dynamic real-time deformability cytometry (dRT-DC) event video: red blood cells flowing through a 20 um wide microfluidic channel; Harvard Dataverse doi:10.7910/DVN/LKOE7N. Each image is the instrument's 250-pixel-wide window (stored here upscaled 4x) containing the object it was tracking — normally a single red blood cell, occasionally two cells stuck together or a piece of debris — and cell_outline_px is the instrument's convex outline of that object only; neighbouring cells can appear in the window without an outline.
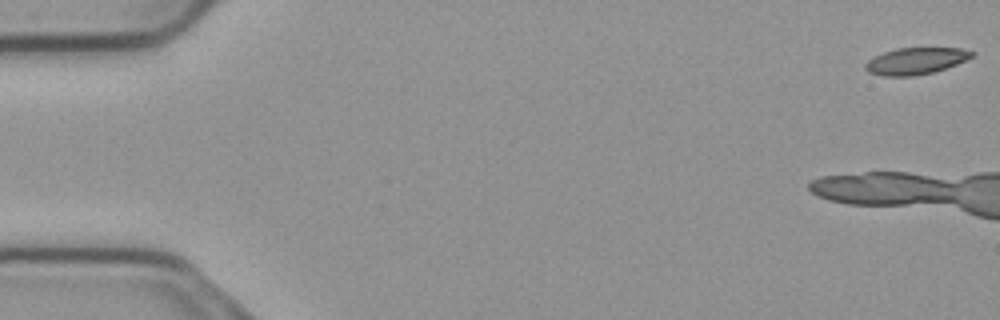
{"species": "common noctule bat (a hibernating species)", "species_latin": "Nyctalus noctula", "temperature_condition": "cold", "stored_images_in_passage": 13, "camera_frame_rate_fps": 3000, "um_per_image_px": 0.085, "animal": {"sex": "male", "body_mass_g": 23.1, "forearm_length_mm": 52.7}, "frame": {"image": 1, "passage_image": 1, "time_ms": 0.0, "image_size_px": [1000, 320], "cell_outline_px": [[976, 52], [972, 56], [956, 64], [932, 72], [912, 76], [884, 76], [868, 72], [864, 68], [864, 64], [868, 60], [884, 52], [896, 48], [960, 48]], "centroid_in_image_um": [77.8, 5.18], "position_along_channel_um": 7.2, "area_um2": 16.36}}